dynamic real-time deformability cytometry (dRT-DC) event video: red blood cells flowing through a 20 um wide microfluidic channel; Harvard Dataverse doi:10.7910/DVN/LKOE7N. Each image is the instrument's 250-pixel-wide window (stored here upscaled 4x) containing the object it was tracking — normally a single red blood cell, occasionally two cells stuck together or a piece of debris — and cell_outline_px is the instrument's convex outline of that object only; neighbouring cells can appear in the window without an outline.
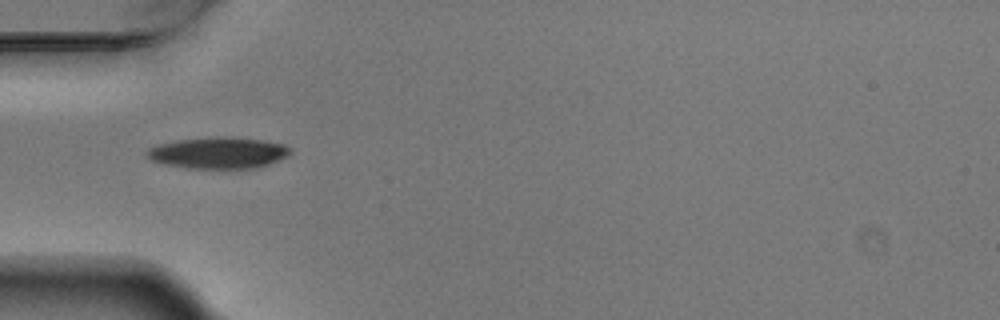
{"species": "Egyptian fruit bat (a non-hibernating species)", "species_latin": "Rousettus aegyptiacus", "temperature_condition": "warm", "stored_images_in_passage": 2, "camera_frame_rate_fps": 3000, "um_per_image_px": 0.085, "animal": {"sex": "male"}, "frame": {"image": 1, "passage_image": 1, "time_ms": 0.0, "image_size_px": [1000, 320], "cell_outline_px": [[292, 152], [288, 156], [280, 160], [256, 168], [184, 168], [164, 164], [152, 160], [144, 156], [144, 152], [148, 148], [160, 144], [180, 140], [216, 136], [260, 140], [284, 144]], "centroid_in_image_um": [18.52, 13.0], "position_along_channel_um": 66.5, "area_um2": 26.13}}
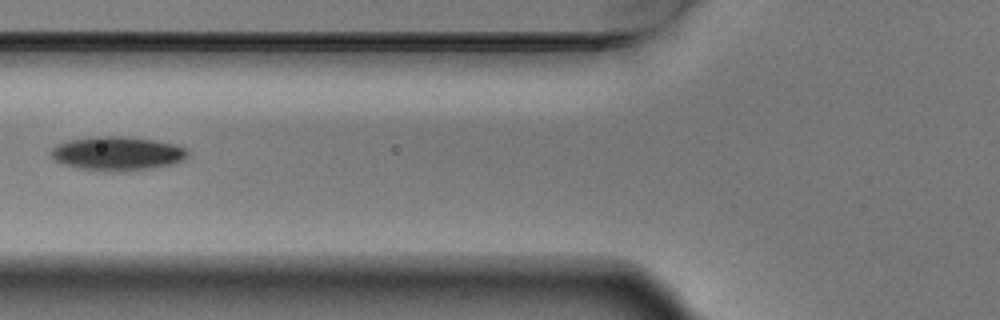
{"frame": {"image": 2, "passage_image": 2, "time_ms": 0.333, "image_size_px": [1000, 320], "cell_outline_px": [[188, 156], [172, 164], [152, 168], [128, 172], [104, 172], [80, 168], [60, 164], [52, 156], [52, 148], [56, 144], [68, 140], [96, 136], [120, 136], [156, 140], [176, 144], [184, 148], [188, 152]], "centroid_in_image_um": [9.96, 13.06], "position_along_channel_um": 115.8, "area_um2": 27.28}}